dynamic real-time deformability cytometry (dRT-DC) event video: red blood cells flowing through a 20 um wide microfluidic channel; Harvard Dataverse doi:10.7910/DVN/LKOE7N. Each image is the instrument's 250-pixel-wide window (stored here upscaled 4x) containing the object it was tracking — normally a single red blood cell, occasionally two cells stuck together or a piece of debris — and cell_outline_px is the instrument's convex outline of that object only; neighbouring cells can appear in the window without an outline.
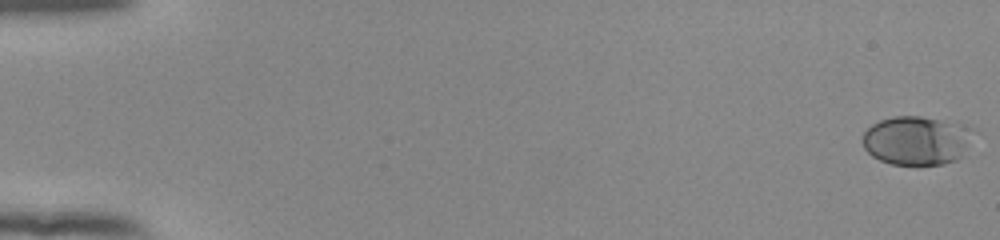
{"species": "human", "species_latin": "Homo sapiens", "temperature_condition": "room temperature", "stored_images_in_passage": 55, "camera_frame_rate_fps": 3000, "um_per_image_px": 0.085, "donor": {"sex": "female"}, "frame": {"image": 1, "passage_image": 1, "time_ms": 0.0, "image_size_px": [1000, 240], "cell_outline_px": [[964, 144], [960, 156], [956, 160], [944, 164], [892, 164], [880, 160], [872, 156], [864, 148], [864, 132], [872, 124], [880, 120], [892, 116], [920, 116], [956, 120], [964, 124]], "centroid_in_image_um": [77.79, 11.91], "position_along_channel_um": 7.2, "area_um2": 30.63}}
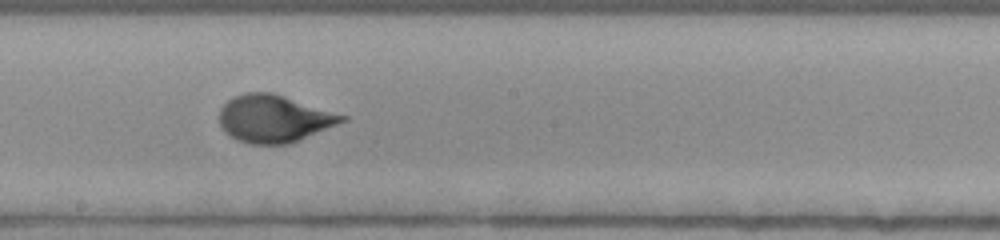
{"frame": {"image": 2, "passage_image": 32, "time_ms": 10.333, "image_size_px": [1000, 240], "cell_outline_px": [[348, 120], [300, 140], [288, 144], [252, 144], [236, 140], [224, 132], [220, 124], [220, 108], [232, 96], [244, 92], [272, 92], [348, 116]], "centroid_in_image_um": [23.29, 10.08], "position_along_channel_um": 224.9, "area_um2": 34.04}}
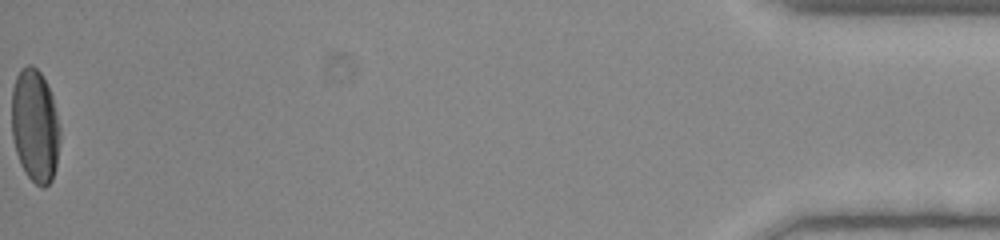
{"frame": {"image": 3, "passage_image": 55, "time_ms": 18.0, "image_size_px": [1000, 240], "cell_outline_px": [[60, 140], [56, 164], [52, 180], [44, 188], [36, 184], [24, 172], [20, 164], [16, 152], [12, 136], [12, 88], [16, 76], [20, 68], [28, 64], [32, 64], [40, 72], [52, 96], [60, 128]], "centroid_in_image_um": [2.96, 10.69], "position_along_channel_um": 432.2, "area_um2": 31.96}, "authors_computed_cell_mechanics": {"area_um2": 31.9634, "velocity_mm_per_s": 3.8963, "shape_relaxation_time_tau1_ms": 3.2249, "shape_relaxation_time_tau2_ms": null, "deformation_change_tau1": 0.1715, "deformation_change_tau2": null}}